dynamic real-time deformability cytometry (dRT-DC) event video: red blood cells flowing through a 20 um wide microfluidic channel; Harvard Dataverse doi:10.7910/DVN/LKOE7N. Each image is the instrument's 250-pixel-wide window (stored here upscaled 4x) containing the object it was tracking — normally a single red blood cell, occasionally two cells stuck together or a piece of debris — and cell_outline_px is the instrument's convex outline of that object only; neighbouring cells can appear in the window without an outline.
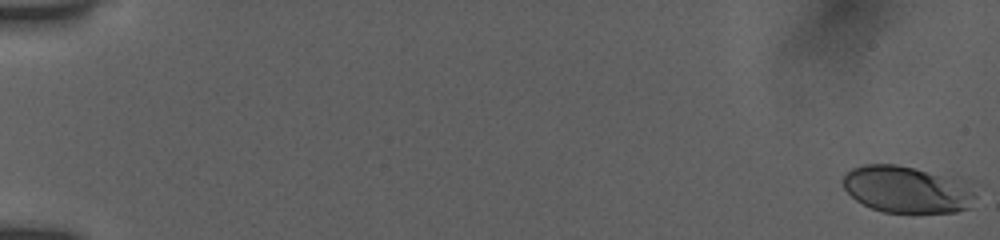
{"species": "human", "species_latin": "Homo sapiens", "temperature_condition": "room temperature", "stored_images_in_passage": 54, "camera_frame_rate_fps": 3000, "um_per_image_px": 0.085, "donor": {"sex": "female"}, "frame": {"image": 1, "passage_image": 1, "time_ms": 0.0, "image_size_px": [1000, 240], "cell_outline_px": [[976, 196], [968, 208], [956, 212], [884, 212], [872, 208], [856, 200], [844, 188], [840, 180], [852, 168], [864, 164], [896, 164], [956, 176], [968, 180]], "centroid_in_image_um": [77.14, 16.07], "position_along_channel_um": 7.9, "area_um2": 36.7}}
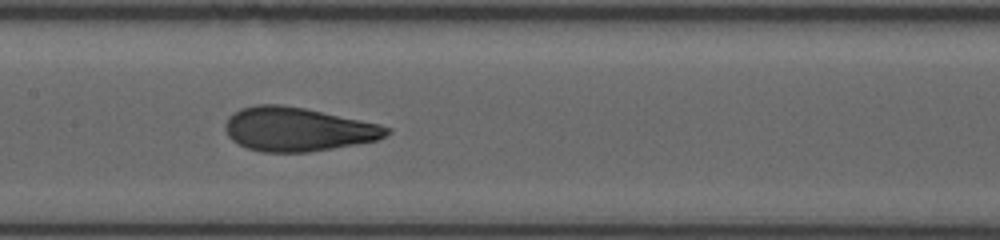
{"frame": {"image": 2, "passage_image": 29, "time_ms": 9.333, "image_size_px": [1000, 240], "cell_outline_px": [[392, 132], [376, 140], [356, 144], [308, 152], [264, 152], [248, 148], [232, 140], [228, 136], [224, 128], [224, 124], [240, 108], [256, 104], [280, 104], [304, 108], [380, 124], [392, 128]], "centroid_in_image_um": [25.31, 10.98], "position_along_channel_um": 182.1, "area_um2": 40.98}}
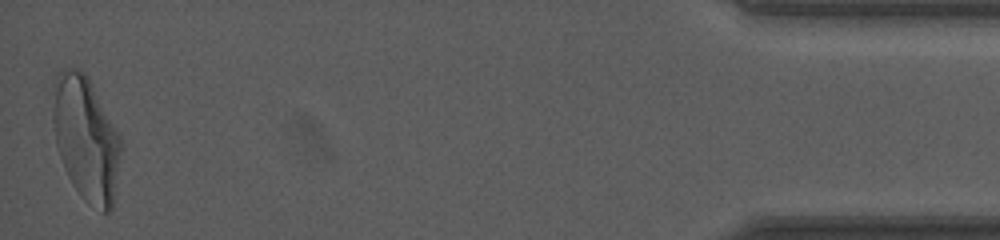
{"frame": {"image": 3, "passage_image": 54, "time_ms": 17.667, "image_size_px": [1000, 240], "cell_outline_px": [[124, 148], [112, 208], [108, 212], [100, 212], [88, 204], [80, 196], [72, 184], [64, 168], [56, 144], [52, 120], [52, 84], [56, 72], [64, 68], [76, 68], [84, 72], [120, 136]], "centroid_in_image_um": [7.3, 11.81], "position_along_channel_um": 427.9, "area_um2": 49.94}, "authors_computed_cell_mechanics": {"area_um2": 40.1999, "velocity_mm_per_s": 3.9023, "shape_relaxation_time_tau1_ms": 4.8244, "shape_relaxation_time_tau2_ms": 0.8269, "deformation_change_tau1": 0.1752, "deformation_change_tau2": 0.0752}}